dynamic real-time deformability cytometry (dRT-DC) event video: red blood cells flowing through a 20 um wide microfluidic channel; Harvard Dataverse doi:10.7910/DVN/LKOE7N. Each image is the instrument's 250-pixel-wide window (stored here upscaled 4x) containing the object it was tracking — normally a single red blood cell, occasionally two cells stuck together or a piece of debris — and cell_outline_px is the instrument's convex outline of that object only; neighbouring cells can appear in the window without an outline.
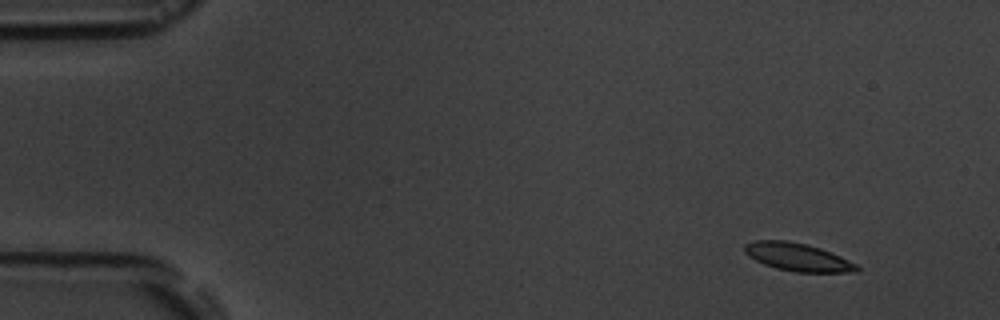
{"species": "common noctule bat (a hibernating species)", "species_latin": "Nyctalus noctula", "temperature_condition": "room temperature", "stored_images_in_passage": 15, "camera_frame_rate_fps": 3000, "um_per_image_px": 0.085, "animal": {"sex": "male", "body_mass_g": 19.5, "forearm_length_mm": 54.6}, "frame": {"image": 1, "passage_image": 1, "time_ms": 0.0, "image_size_px": [1000, 320], "cell_outline_px": [[860, 268], [856, 272], [796, 272], [776, 268], [764, 264], [748, 256], [744, 252], [744, 244], [752, 240], [788, 240], [820, 248], [840, 256], [856, 264]], "centroid_in_image_um": [67.76, 21.84], "position_along_channel_um": 17.2, "area_um2": 18.21}}
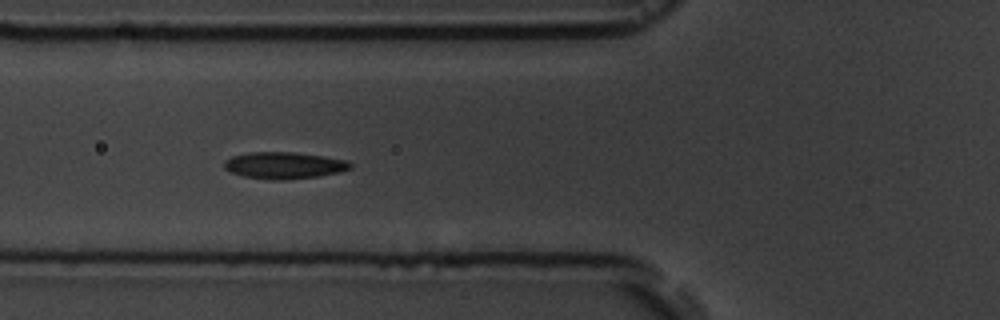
{"frame": {"image": 2, "passage_image": 5, "time_ms": 5.333, "image_size_px": [1000, 320], "cell_outline_px": [[352, 168], [340, 172], [320, 176], [284, 180], [272, 180], [244, 176], [232, 172], [224, 168], [224, 160], [232, 156], [248, 152], [296, 152], [324, 156], [348, 160], [352, 164]], "centroid_in_image_um": [24.18, 14.05], "position_along_channel_um": 101.6, "area_um2": 19.83}}
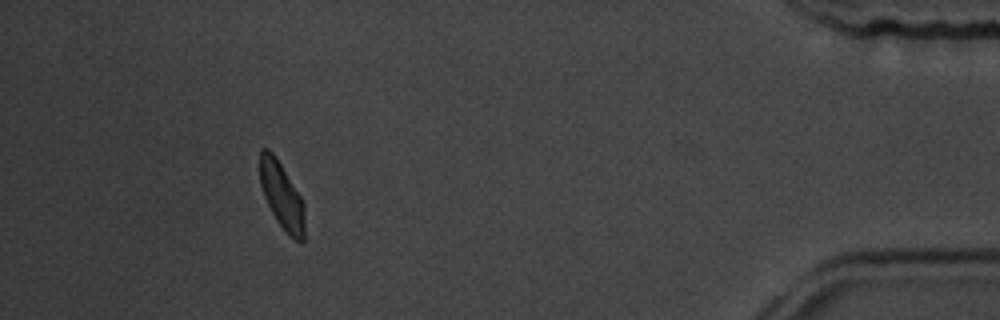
{"frame": {"image": 3, "passage_image": 14, "time_ms": 15.667, "image_size_px": [1000, 320], "cell_outline_px": [[304, 240], [300, 244], [288, 236], [276, 220], [264, 196], [260, 184], [260, 148], [268, 148], [272, 152], [304, 200]], "centroid_in_image_um": [23.97, 16.68], "position_along_channel_um": 411.2, "area_um2": 17.51}, "authors_computed_cell_mechanics": {"area_um2": 18.4382, "velocity_mm_per_s": 3.5728, "shape_relaxation_time_tau1_ms": 2.6683, "shape_relaxation_time_tau2_ms": 10.5855, "deformation_change_tau1": 0.0808, "deformation_change_tau2": 0.1593}}